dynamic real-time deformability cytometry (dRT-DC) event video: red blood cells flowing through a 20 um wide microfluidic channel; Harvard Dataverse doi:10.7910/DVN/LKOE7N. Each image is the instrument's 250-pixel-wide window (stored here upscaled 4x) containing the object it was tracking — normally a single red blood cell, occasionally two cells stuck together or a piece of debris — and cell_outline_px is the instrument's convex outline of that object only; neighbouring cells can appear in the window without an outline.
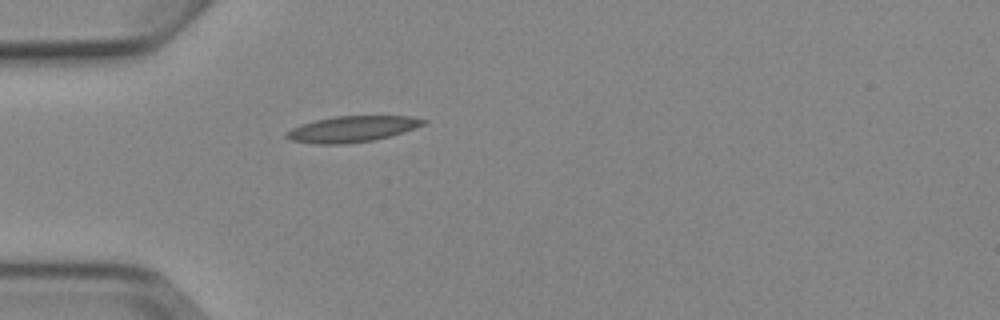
{"species": "Egyptian fruit bat (a non-hibernating species)", "species_latin": "Rousettus aegyptiacus", "temperature_condition": "cold", "stored_images_in_passage": 6, "camera_frame_rate_fps": 3000, "um_per_image_px": 0.085, "animal": {"sex": "female"}, "frame": {"image": 1, "passage_image": 6, "time_ms": 6.0, "image_size_px": [1000, 320], "cell_outline_px": [[428, 120], [424, 124], [388, 136], [372, 140], [348, 144], [312, 144], [292, 140], [284, 136], [284, 132], [300, 124], [316, 120], [336, 116], [408, 116]], "centroid_in_image_um": [29.84, 10.97], "position_along_channel_um": 55.2, "area_um2": 20.52}}